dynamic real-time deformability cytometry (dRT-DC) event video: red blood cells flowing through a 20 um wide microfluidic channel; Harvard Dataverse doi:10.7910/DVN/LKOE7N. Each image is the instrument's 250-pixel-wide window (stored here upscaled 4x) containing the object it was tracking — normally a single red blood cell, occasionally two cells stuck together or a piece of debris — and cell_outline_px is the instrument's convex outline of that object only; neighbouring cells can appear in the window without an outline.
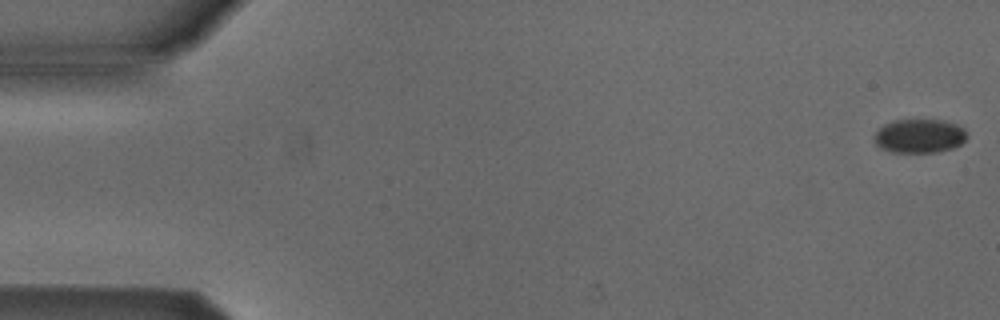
{"species": "Egyptian fruit bat (a non-hibernating species)", "species_latin": "Rousettus aegyptiacus", "temperature_condition": "cold", "stored_images_in_passage": 12, "camera_frame_rate_fps": 3000, "um_per_image_px": 0.085, "animal": {"sex": "male"}, "frame": {"image": 1, "passage_image": 1, "time_ms": 0.0, "image_size_px": [1000, 320], "cell_outline_px": [[968, 136], [960, 144], [952, 148], [936, 152], [892, 152], [880, 148], [876, 144], [872, 136], [884, 124], [892, 120], [944, 120], [956, 124], [964, 128]], "centroid_in_image_um": [78.13, 11.55], "position_along_channel_um": 6.9, "area_um2": 18.38}}